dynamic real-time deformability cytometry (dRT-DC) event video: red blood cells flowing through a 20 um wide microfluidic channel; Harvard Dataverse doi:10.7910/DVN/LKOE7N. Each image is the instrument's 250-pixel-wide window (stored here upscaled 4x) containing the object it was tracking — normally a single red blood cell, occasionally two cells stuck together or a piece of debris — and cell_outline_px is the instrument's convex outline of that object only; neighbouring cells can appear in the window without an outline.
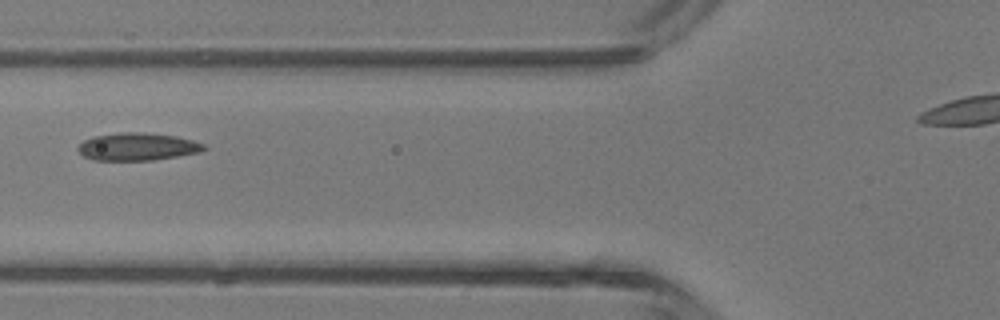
{"species": "common noctule bat (a hibernating species)", "species_latin": "Nyctalus noctula", "temperature_condition": "room temperature", "stored_images_in_passage": 2, "camera_frame_rate_fps": 3000, "um_per_image_px": 0.085, "animal": {"sex": "male", "body_mass_g": 13.3}, "frame": {"image": 1, "passage_image": 2, "time_ms": 1.0, "image_size_px": [1000, 320], "cell_outline_px": [[208, 148], [200, 152], [152, 160], [92, 160], [84, 156], [76, 148], [84, 140], [92, 136], [120, 132], [144, 132], [176, 136], [192, 140], [204, 144]], "centroid_in_image_um": [11.67, 12.46], "position_along_channel_um": 114.1, "area_um2": 20.29}}